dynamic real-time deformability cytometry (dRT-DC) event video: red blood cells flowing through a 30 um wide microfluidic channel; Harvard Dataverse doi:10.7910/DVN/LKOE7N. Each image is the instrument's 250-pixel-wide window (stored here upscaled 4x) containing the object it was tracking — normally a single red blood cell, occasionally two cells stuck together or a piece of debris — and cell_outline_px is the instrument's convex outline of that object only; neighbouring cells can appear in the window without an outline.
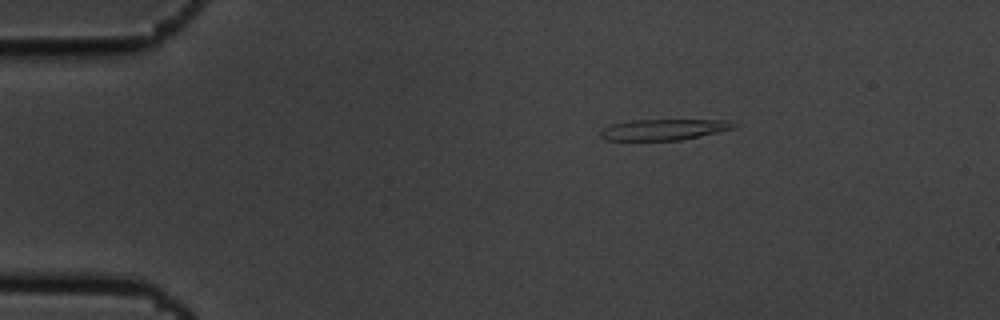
{"species": "common noctule bat (a hibernating species)", "species_latin": "Nyctalus noctula", "temperature_condition": "cold", "stored_images_in_passage": 3, "camera_frame_rate_fps": 3000, "um_per_image_px": 0.085, "animal": {"sex": "male", "body_mass_g": 19.5, "forearm_length_mm": 54.6}, "frame": {"image": 1, "passage_image": 1, "time_ms": 0.0, "image_size_px": [1000, 320], "cell_outline_px": [[736, 128], [680, 140], [604, 140], [600, 136], [600, 132], [604, 128], [612, 124], [632, 120], [728, 120], [736, 124]], "centroid_in_image_um": [56.42, 11.01], "position_along_channel_um": 28.6, "area_um2": 16.13}}